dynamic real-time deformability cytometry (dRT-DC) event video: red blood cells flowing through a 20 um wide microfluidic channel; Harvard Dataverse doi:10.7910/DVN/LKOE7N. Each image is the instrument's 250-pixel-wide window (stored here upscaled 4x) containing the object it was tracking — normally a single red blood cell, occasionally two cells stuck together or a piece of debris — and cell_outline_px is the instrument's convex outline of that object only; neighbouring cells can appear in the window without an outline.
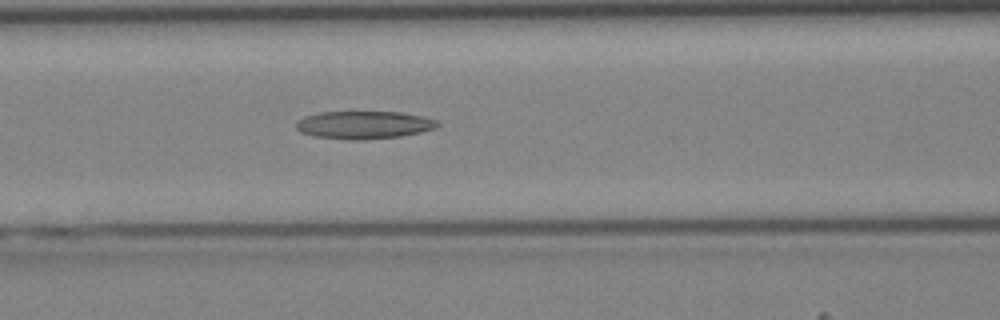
{"species": "Egyptian fruit bat (a non-hibernating species)", "species_latin": "Rousettus aegyptiacus", "temperature_condition": "cold", "stored_images_in_passage": 32, "camera_frame_rate_fps": 3000, "um_per_image_px": 0.085, "animal": {"sex": "female"}, "frame": {"image": 1, "passage_image": 7, "time_ms": 2.0, "image_size_px": [1000, 320], "cell_outline_px": [[440, 124], [436, 128], [420, 132], [400, 136], [364, 140], [348, 140], [312, 136], [300, 132], [296, 128], [296, 120], [304, 116], [320, 112], [400, 112], [424, 116], [436, 120]], "centroid_in_image_um": [30.9, 10.62], "position_along_channel_um": 135.7, "area_um2": 23.12}}
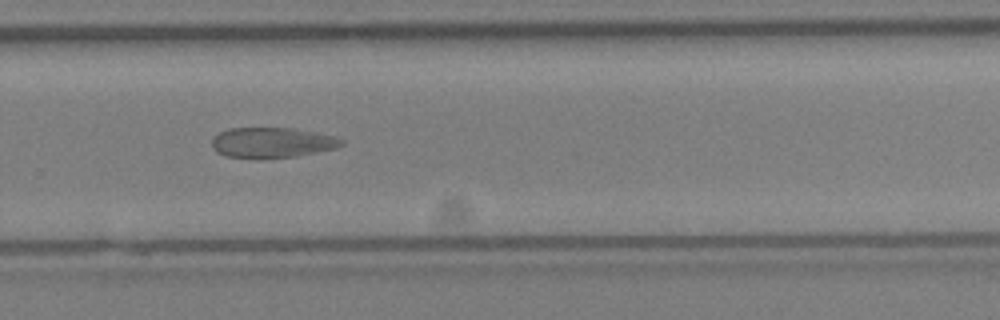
{"frame": {"image": 2, "passage_image": 18, "time_ms": 5.667, "image_size_px": [1000, 320], "cell_outline_px": [[344, 144], [336, 148], [296, 156], [260, 160], [228, 156], [216, 152], [212, 148], [212, 136], [228, 128], [292, 128], [336, 136], [344, 140]], "centroid_in_image_um": [23.1, 12.13], "position_along_channel_um": 306.7, "area_um2": 23.29}}
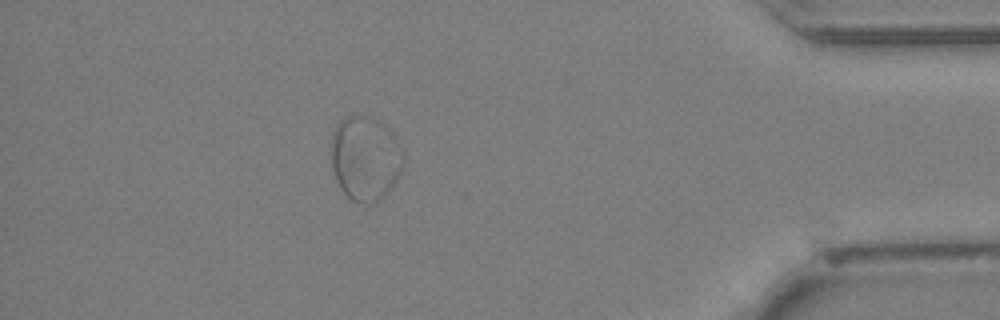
{"frame": {"image": 3, "passage_image": 27, "time_ms": 8.667, "image_size_px": [1000, 320], "cell_outline_px": [[404, 164], [392, 188], [380, 200], [368, 204], [360, 204], [352, 200], [340, 188], [336, 180], [332, 168], [332, 132], [336, 124], [340, 120], [348, 116], [368, 116], [380, 120], [392, 132], [400, 144], [404, 152]], "centroid_in_image_um": [31.07, 13.46], "position_along_channel_um": 404.1, "area_um2": 36.01}}